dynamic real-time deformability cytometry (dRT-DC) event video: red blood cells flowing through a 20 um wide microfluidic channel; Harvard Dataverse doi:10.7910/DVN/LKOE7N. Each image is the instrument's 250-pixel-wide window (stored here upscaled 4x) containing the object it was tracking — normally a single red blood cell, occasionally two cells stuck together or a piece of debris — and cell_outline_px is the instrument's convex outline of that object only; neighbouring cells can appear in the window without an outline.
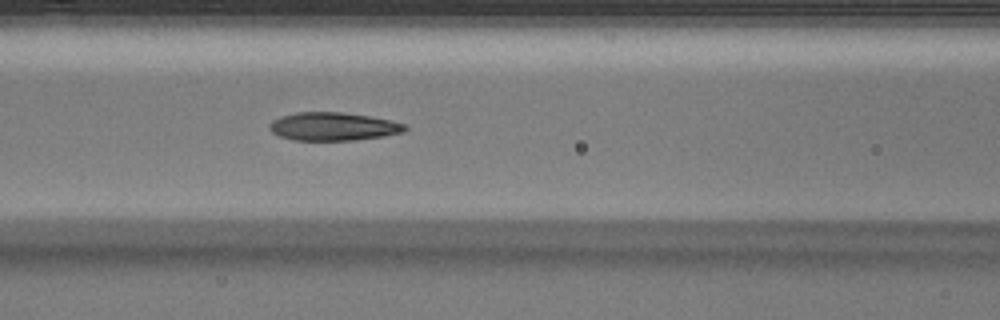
{"species": "Egyptian fruit bat (a non-hibernating species)", "species_latin": "Rousettus aegyptiacus", "temperature_condition": "warm", "stored_images_in_passage": 19, "camera_frame_rate_fps": 3000, "um_per_image_px": 0.085, "animal": {"sex": "male"}, "frame": {"image": 1, "passage_image": 9, "time_ms": 2.667, "image_size_px": [1000, 320], "cell_outline_px": [[408, 128], [404, 132], [384, 136], [356, 140], [292, 140], [280, 136], [272, 132], [268, 128], [268, 124], [272, 120], [280, 116], [296, 112], [340, 112], [368, 116], [392, 120], [404, 124]], "centroid_in_image_um": [28.3, 10.75], "position_along_channel_um": 138.3, "area_um2": 22.37}}
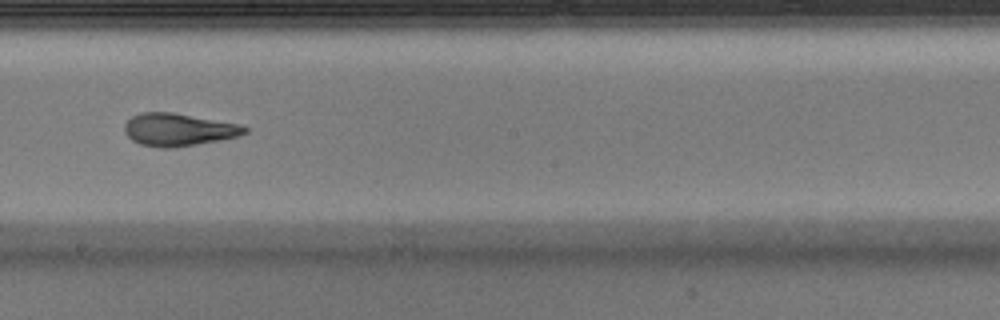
{"frame": {"image": 2, "passage_image": 16, "time_ms": 5.0, "image_size_px": [1000, 320], "cell_outline_px": [[248, 132], [240, 136], [220, 140], [176, 148], [160, 148], [140, 144], [132, 140], [124, 132], [124, 124], [132, 116], [140, 112], [172, 112], [240, 124], [248, 128]], "centroid_in_image_um": [15.17, 11.02], "position_along_channel_um": 233.0, "area_um2": 23.06}}